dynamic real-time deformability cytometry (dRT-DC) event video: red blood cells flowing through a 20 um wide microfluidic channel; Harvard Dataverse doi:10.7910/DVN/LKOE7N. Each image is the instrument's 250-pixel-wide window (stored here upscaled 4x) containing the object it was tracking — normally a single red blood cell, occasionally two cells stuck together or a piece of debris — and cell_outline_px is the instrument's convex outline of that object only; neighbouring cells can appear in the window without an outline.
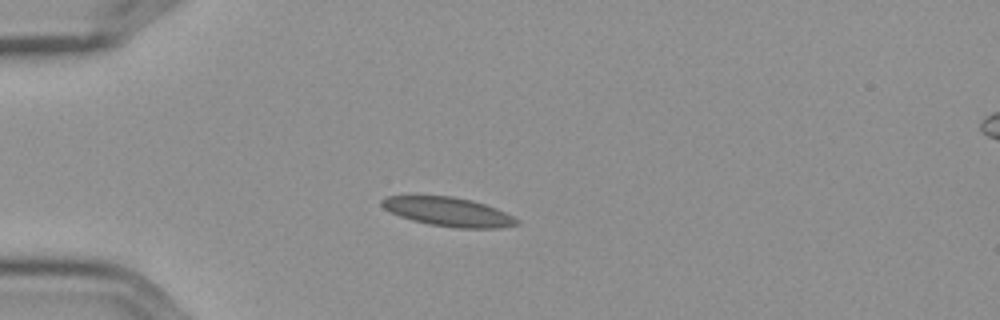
{"species": "Egyptian fruit bat (a non-hibernating species)", "species_latin": "Rousettus aegyptiacus", "temperature_condition": "cold", "stored_images_in_passage": 9, "camera_frame_rate_fps": 3000, "um_per_image_px": 0.085, "frame": {"image": 1, "passage_image": 2, "time_ms": 0.333, "image_size_px": [1000, 320], "cell_outline_px": [[520, 224], [500, 228], [456, 228], [428, 224], [412, 220], [400, 216], [384, 208], [380, 204], [380, 200], [388, 196], [412, 192], [452, 196], [472, 200], [496, 208], [520, 220]], "centroid_in_image_um": [38.02, 17.95], "position_along_channel_um": 47.0, "area_um2": 23.64}}
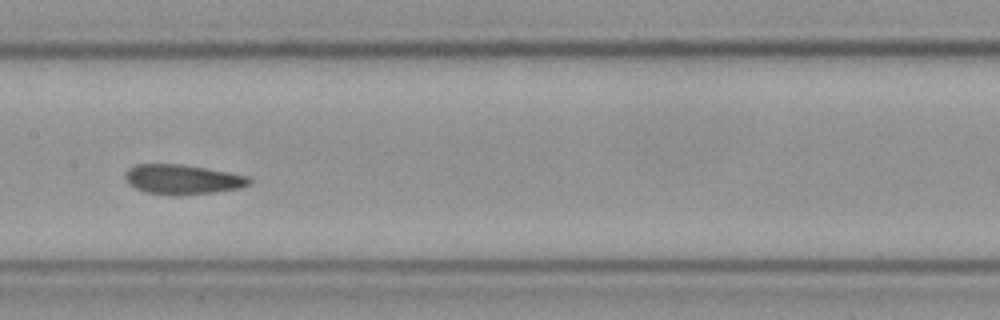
{"frame": {"image": 2, "passage_image": 6, "time_ms": 1.667, "image_size_px": [1000, 320], "cell_outline_px": [[252, 180], [248, 184], [240, 188], [212, 192], [148, 192], [136, 188], [128, 184], [124, 180], [124, 172], [128, 168], [136, 164], [180, 164], [204, 168], [248, 176]], "centroid_in_image_um": [15.46, 15.19], "position_along_channel_um": 191.9, "area_um2": 20.46}}
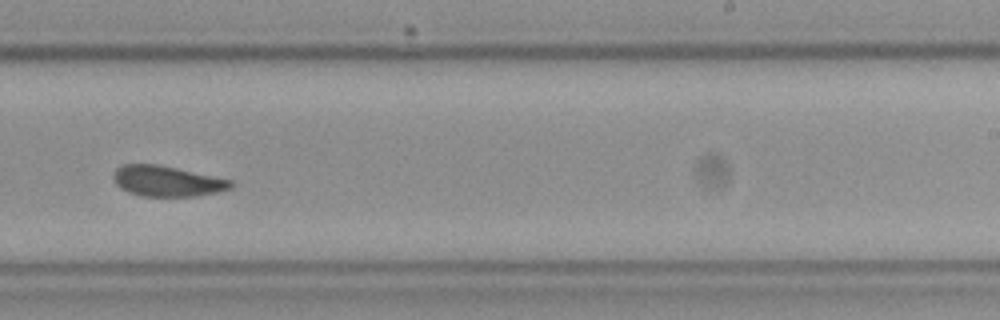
{"frame": {"image": 3, "passage_image": 8, "time_ms": 2.333, "image_size_px": [1000, 320], "cell_outline_px": [[236, 184], [232, 188], [216, 192], [196, 196], [140, 196], [128, 192], [120, 188], [116, 184], [112, 176], [112, 172], [116, 168], [124, 164], [156, 164], [176, 168], [232, 180]], "centroid_in_image_um": [14.18, 15.4], "position_along_channel_um": 274.8, "area_um2": 20.98}}